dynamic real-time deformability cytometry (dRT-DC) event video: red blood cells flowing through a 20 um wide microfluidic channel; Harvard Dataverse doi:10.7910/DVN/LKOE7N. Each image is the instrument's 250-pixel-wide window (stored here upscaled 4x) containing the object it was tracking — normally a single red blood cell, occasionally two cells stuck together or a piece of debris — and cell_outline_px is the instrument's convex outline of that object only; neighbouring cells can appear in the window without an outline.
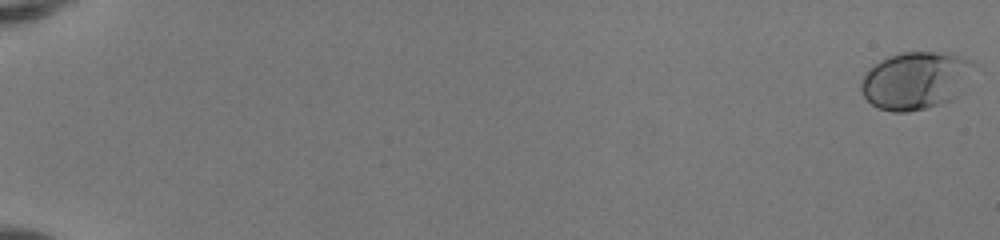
{"species": "human", "species_latin": "Homo sapiens", "temperature_condition": "room temperature", "stored_images_in_passage": 52, "camera_frame_rate_fps": 3000, "um_per_image_px": 0.085, "donor": {"sex": "female"}, "frame": {"image": 1, "passage_image": 1, "time_ms": 0.0, "image_size_px": [1000, 240], "cell_outline_px": [[976, 64], [960, 92], [952, 100], [924, 108], [908, 112], [892, 112], [880, 108], [872, 104], [860, 92], [860, 84], [868, 68], [888, 56], [900, 52], [936, 52], [960, 56]], "centroid_in_image_um": [77.79, 6.84], "position_along_channel_um": 7.2, "area_um2": 37.57}}
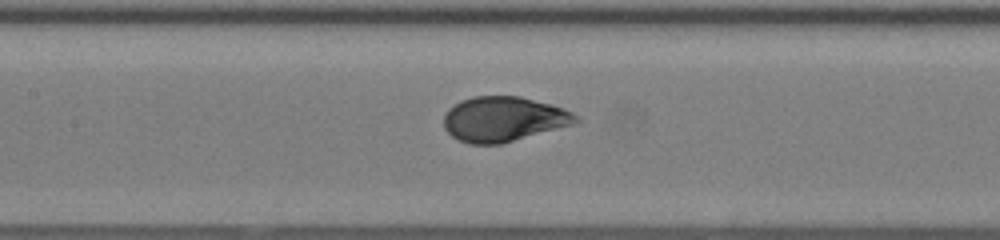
{"frame": {"image": 2, "passage_image": 28, "time_ms": 9.0, "image_size_px": [1000, 240], "cell_outline_px": [[584, 120], [572, 124], [500, 144], [468, 144], [452, 136], [444, 128], [444, 112], [448, 108], [460, 100], [472, 96], [520, 96], [552, 104], [564, 108], [580, 116]], "centroid_in_image_um": [42.8, 10.1], "position_along_channel_um": 164.6, "area_um2": 34.74}}
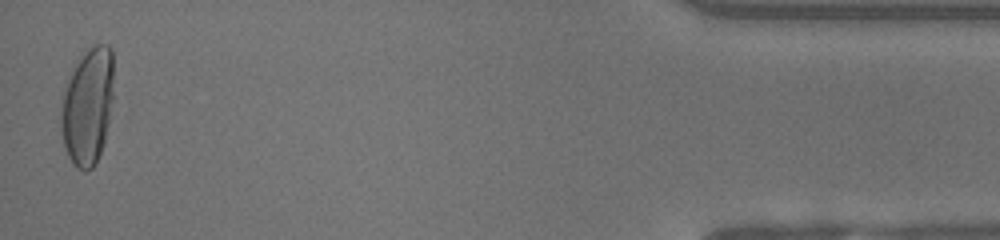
{"frame": {"image": 3, "passage_image": 52, "time_ms": 17.0, "image_size_px": [1000, 240], "cell_outline_px": [[112, 100], [104, 140], [100, 152], [92, 168], [84, 172], [76, 168], [72, 164], [68, 156], [64, 144], [60, 128], [60, 112], [64, 92], [68, 80], [84, 48], [96, 44], [108, 44], [112, 48]], "centroid_in_image_um": [7.43, 9.01], "position_along_channel_um": 427.8, "area_um2": 35.78}, "authors_computed_cell_mechanics": {"area_um2": 33.8419, "velocity_mm_per_s": 4.1581, "shape_relaxation_time_tau1_ms": 4.8877, "shape_relaxation_time_tau2_ms": null, "deformation_change_tau1": 0.1935, "deformation_change_tau2": null}}